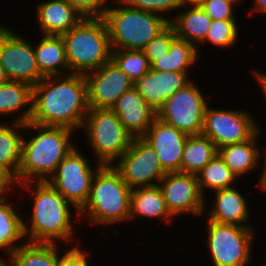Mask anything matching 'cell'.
<instances>
[{
	"instance_id": "cell-11",
	"label": "cell",
	"mask_w": 266,
	"mask_h": 266,
	"mask_svg": "<svg viewBox=\"0 0 266 266\" xmlns=\"http://www.w3.org/2000/svg\"><path fill=\"white\" fill-rule=\"evenodd\" d=\"M7 25H0V65L10 81L37 85L44 76L38 69L31 40L26 39Z\"/></svg>"
},
{
	"instance_id": "cell-39",
	"label": "cell",
	"mask_w": 266,
	"mask_h": 266,
	"mask_svg": "<svg viewBox=\"0 0 266 266\" xmlns=\"http://www.w3.org/2000/svg\"><path fill=\"white\" fill-rule=\"evenodd\" d=\"M16 185L14 182V179L7 174L4 170L0 169V201L6 199L7 197H11L7 196L10 193L9 192H13L17 191V189L15 190Z\"/></svg>"
},
{
	"instance_id": "cell-22",
	"label": "cell",
	"mask_w": 266,
	"mask_h": 266,
	"mask_svg": "<svg viewBox=\"0 0 266 266\" xmlns=\"http://www.w3.org/2000/svg\"><path fill=\"white\" fill-rule=\"evenodd\" d=\"M33 43L38 69L44 77L69 75L65 44L62 36L42 35Z\"/></svg>"
},
{
	"instance_id": "cell-36",
	"label": "cell",
	"mask_w": 266,
	"mask_h": 266,
	"mask_svg": "<svg viewBox=\"0 0 266 266\" xmlns=\"http://www.w3.org/2000/svg\"><path fill=\"white\" fill-rule=\"evenodd\" d=\"M242 0H206L201 7L212 20H236L234 10ZM236 4V5H235Z\"/></svg>"
},
{
	"instance_id": "cell-23",
	"label": "cell",
	"mask_w": 266,
	"mask_h": 266,
	"mask_svg": "<svg viewBox=\"0 0 266 266\" xmlns=\"http://www.w3.org/2000/svg\"><path fill=\"white\" fill-rule=\"evenodd\" d=\"M139 216L147 219H160L159 221H164L166 225H170L173 219H176L168 211L158 185L132 189L129 222Z\"/></svg>"
},
{
	"instance_id": "cell-30",
	"label": "cell",
	"mask_w": 266,
	"mask_h": 266,
	"mask_svg": "<svg viewBox=\"0 0 266 266\" xmlns=\"http://www.w3.org/2000/svg\"><path fill=\"white\" fill-rule=\"evenodd\" d=\"M60 246L26 242L10 255L12 266H57Z\"/></svg>"
},
{
	"instance_id": "cell-44",
	"label": "cell",
	"mask_w": 266,
	"mask_h": 266,
	"mask_svg": "<svg viewBox=\"0 0 266 266\" xmlns=\"http://www.w3.org/2000/svg\"><path fill=\"white\" fill-rule=\"evenodd\" d=\"M206 0H183L184 5L201 6Z\"/></svg>"
},
{
	"instance_id": "cell-27",
	"label": "cell",
	"mask_w": 266,
	"mask_h": 266,
	"mask_svg": "<svg viewBox=\"0 0 266 266\" xmlns=\"http://www.w3.org/2000/svg\"><path fill=\"white\" fill-rule=\"evenodd\" d=\"M8 198L0 201V253L3 251L11 255L27 241L24 235V217L20 215L17 205L13 201L10 203Z\"/></svg>"
},
{
	"instance_id": "cell-4",
	"label": "cell",
	"mask_w": 266,
	"mask_h": 266,
	"mask_svg": "<svg viewBox=\"0 0 266 266\" xmlns=\"http://www.w3.org/2000/svg\"><path fill=\"white\" fill-rule=\"evenodd\" d=\"M131 192L113 165H102L93 177L85 205L79 210L80 221L88 219L95 227L128 222Z\"/></svg>"
},
{
	"instance_id": "cell-6",
	"label": "cell",
	"mask_w": 266,
	"mask_h": 266,
	"mask_svg": "<svg viewBox=\"0 0 266 266\" xmlns=\"http://www.w3.org/2000/svg\"><path fill=\"white\" fill-rule=\"evenodd\" d=\"M61 36L70 73L86 74L111 60L109 32L103 18H83Z\"/></svg>"
},
{
	"instance_id": "cell-35",
	"label": "cell",
	"mask_w": 266,
	"mask_h": 266,
	"mask_svg": "<svg viewBox=\"0 0 266 266\" xmlns=\"http://www.w3.org/2000/svg\"><path fill=\"white\" fill-rule=\"evenodd\" d=\"M123 1L127 3L130 7H133L135 9L154 12L159 15L162 14L163 17L165 14L166 19L169 22L171 21L170 19L171 14L168 12L173 11L174 13V10H176L177 12L184 6L183 0H123ZM166 12L168 14H166Z\"/></svg>"
},
{
	"instance_id": "cell-12",
	"label": "cell",
	"mask_w": 266,
	"mask_h": 266,
	"mask_svg": "<svg viewBox=\"0 0 266 266\" xmlns=\"http://www.w3.org/2000/svg\"><path fill=\"white\" fill-rule=\"evenodd\" d=\"M209 105L205 111L202 135L211 139L217 149L244 142L261 128L255 122V116L243 108L220 109Z\"/></svg>"
},
{
	"instance_id": "cell-32",
	"label": "cell",
	"mask_w": 266,
	"mask_h": 266,
	"mask_svg": "<svg viewBox=\"0 0 266 266\" xmlns=\"http://www.w3.org/2000/svg\"><path fill=\"white\" fill-rule=\"evenodd\" d=\"M111 59L134 82L151 69L143 50L112 49Z\"/></svg>"
},
{
	"instance_id": "cell-41",
	"label": "cell",
	"mask_w": 266,
	"mask_h": 266,
	"mask_svg": "<svg viewBox=\"0 0 266 266\" xmlns=\"http://www.w3.org/2000/svg\"><path fill=\"white\" fill-rule=\"evenodd\" d=\"M251 74L253 76V78L255 79V81L259 84V87L261 89V91L263 92L264 95V99L266 102V73L265 72H261L260 70H251Z\"/></svg>"
},
{
	"instance_id": "cell-3",
	"label": "cell",
	"mask_w": 266,
	"mask_h": 266,
	"mask_svg": "<svg viewBox=\"0 0 266 266\" xmlns=\"http://www.w3.org/2000/svg\"><path fill=\"white\" fill-rule=\"evenodd\" d=\"M26 130L32 133L35 130L37 134L29 138L23 136L17 185L48 181L59 163L77 146L72 140L75 131L67 127L44 126L29 121L25 123Z\"/></svg>"
},
{
	"instance_id": "cell-34",
	"label": "cell",
	"mask_w": 266,
	"mask_h": 266,
	"mask_svg": "<svg viewBox=\"0 0 266 266\" xmlns=\"http://www.w3.org/2000/svg\"><path fill=\"white\" fill-rule=\"evenodd\" d=\"M177 38L174 28L169 24L156 37L151 39L143 49L145 56L148 58L150 66L168 53L172 42Z\"/></svg>"
},
{
	"instance_id": "cell-5",
	"label": "cell",
	"mask_w": 266,
	"mask_h": 266,
	"mask_svg": "<svg viewBox=\"0 0 266 266\" xmlns=\"http://www.w3.org/2000/svg\"><path fill=\"white\" fill-rule=\"evenodd\" d=\"M109 4L112 6L108 7L103 19L112 49L143 50L151 39L169 25L166 17L135 9L123 0H112Z\"/></svg>"
},
{
	"instance_id": "cell-40",
	"label": "cell",
	"mask_w": 266,
	"mask_h": 266,
	"mask_svg": "<svg viewBox=\"0 0 266 266\" xmlns=\"http://www.w3.org/2000/svg\"><path fill=\"white\" fill-rule=\"evenodd\" d=\"M262 151H261V159L263 164H261L263 167L260 175V178L258 179L259 182H257V187L258 189H260L261 191H264V193L266 194V146L265 147H261ZM264 151V152H263ZM263 172V173H262ZM260 187V188H259Z\"/></svg>"
},
{
	"instance_id": "cell-13",
	"label": "cell",
	"mask_w": 266,
	"mask_h": 266,
	"mask_svg": "<svg viewBox=\"0 0 266 266\" xmlns=\"http://www.w3.org/2000/svg\"><path fill=\"white\" fill-rule=\"evenodd\" d=\"M123 181L131 188L158 185L167 173L155 150L142 137H134L129 149L113 164Z\"/></svg>"
},
{
	"instance_id": "cell-31",
	"label": "cell",
	"mask_w": 266,
	"mask_h": 266,
	"mask_svg": "<svg viewBox=\"0 0 266 266\" xmlns=\"http://www.w3.org/2000/svg\"><path fill=\"white\" fill-rule=\"evenodd\" d=\"M196 176L200 190L207 198V189L213 192L219 189L229 188L235 186L234 184L238 181L237 176L224 163L219 154H216Z\"/></svg>"
},
{
	"instance_id": "cell-38",
	"label": "cell",
	"mask_w": 266,
	"mask_h": 266,
	"mask_svg": "<svg viewBox=\"0 0 266 266\" xmlns=\"http://www.w3.org/2000/svg\"><path fill=\"white\" fill-rule=\"evenodd\" d=\"M75 243V244H74ZM72 243L74 246H70L71 248L66 249L64 253L59 252L57 266H90L88 258L90 259L91 253L85 252L82 250L80 245H77V242Z\"/></svg>"
},
{
	"instance_id": "cell-26",
	"label": "cell",
	"mask_w": 266,
	"mask_h": 266,
	"mask_svg": "<svg viewBox=\"0 0 266 266\" xmlns=\"http://www.w3.org/2000/svg\"><path fill=\"white\" fill-rule=\"evenodd\" d=\"M0 120V169L9 174L17 185V173L22 158L25 124ZM22 131V132H21Z\"/></svg>"
},
{
	"instance_id": "cell-20",
	"label": "cell",
	"mask_w": 266,
	"mask_h": 266,
	"mask_svg": "<svg viewBox=\"0 0 266 266\" xmlns=\"http://www.w3.org/2000/svg\"><path fill=\"white\" fill-rule=\"evenodd\" d=\"M36 20L43 35L61 36L84 17L68 0H49L36 4Z\"/></svg>"
},
{
	"instance_id": "cell-1",
	"label": "cell",
	"mask_w": 266,
	"mask_h": 266,
	"mask_svg": "<svg viewBox=\"0 0 266 266\" xmlns=\"http://www.w3.org/2000/svg\"><path fill=\"white\" fill-rule=\"evenodd\" d=\"M88 110L84 74L44 77L32 88L30 121L33 123L80 131Z\"/></svg>"
},
{
	"instance_id": "cell-42",
	"label": "cell",
	"mask_w": 266,
	"mask_h": 266,
	"mask_svg": "<svg viewBox=\"0 0 266 266\" xmlns=\"http://www.w3.org/2000/svg\"><path fill=\"white\" fill-rule=\"evenodd\" d=\"M253 6L250 8L251 11L249 10L248 14L253 15V13H263L266 14V0H253L252 2ZM254 11V12H253Z\"/></svg>"
},
{
	"instance_id": "cell-29",
	"label": "cell",
	"mask_w": 266,
	"mask_h": 266,
	"mask_svg": "<svg viewBox=\"0 0 266 266\" xmlns=\"http://www.w3.org/2000/svg\"><path fill=\"white\" fill-rule=\"evenodd\" d=\"M199 56L194 44L177 37L168 53L158 58L150 67L157 71L191 73L188 70L200 59Z\"/></svg>"
},
{
	"instance_id": "cell-10",
	"label": "cell",
	"mask_w": 266,
	"mask_h": 266,
	"mask_svg": "<svg viewBox=\"0 0 266 266\" xmlns=\"http://www.w3.org/2000/svg\"><path fill=\"white\" fill-rule=\"evenodd\" d=\"M199 86L193 79L186 87L178 90L166 100L157 112V118L188 136L201 135L209 101Z\"/></svg>"
},
{
	"instance_id": "cell-8",
	"label": "cell",
	"mask_w": 266,
	"mask_h": 266,
	"mask_svg": "<svg viewBox=\"0 0 266 266\" xmlns=\"http://www.w3.org/2000/svg\"><path fill=\"white\" fill-rule=\"evenodd\" d=\"M206 246L213 266H249L257 228L206 220ZM252 260V261H251Z\"/></svg>"
},
{
	"instance_id": "cell-43",
	"label": "cell",
	"mask_w": 266,
	"mask_h": 266,
	"mask_svg": "<svg viewBox=\"0 0 266 266\" xmlns=\"http://www.w3.org/2000/svg\"><path fill=\"white\" fill-rule=\"evenodd\" d=\"M10 81L9 77L7 76L5 70L0 65V85L7 83Z\"/></svg>"
},
{
	"instance_id": "cell-19",
	"label": "cell",
	"mask_w": 266,
	"mask_h": 266,
	"mask_svg": "<svg viewBox=\"0 0 266 266\" xmlns=\"http://www.w3.org/2000/svg\"><path fill=\"white\" fill-rule=\"evenodd\" d=\"M111 109L133 137H142L157 117L134 87L123 93Z\"/></svg>"
},
{
	"instance_id": "cell-15",
	"label": "cell",
	"mask_w": 266,
	"mask_h": 266,
	"mask_svg": "<svg viewBox=\"0 0 266 266\" xmlns=\"http://www.w3.org/2000/svg\"><path fill=\"white\" fill-rule=\"evenodd\" d=\"M84 77L89 108L111 109L123 93L134 87V81L112 59Z\"/></svg>"
},
{
	"instance_id": "cell-33",
	"label": "cell",
	"mask_w": 266,
	"mask_h": 266,
	"mask_svg": "<svg viewBox=\"0 0 266 266\" xmlns=\"http://www.w3.org/2000/svg\"><path fill=\"white\" fill-rule=\"evenodd\" d=\"M239 26L236 20H212L206 38L201 45L213 44L215 47L233 48L238 42Z\"/></svg>"
},
{
	"instance_id": "cell-17",
	"label": "cell",
	"mask_w": 266,
	"mask_h": 266,
	"mask_svg": "<svg viewBox=\"0 0 266 266\" xmlns=\"http://www.w3.org/2000/svg\"><path fill=\"white\" fill-rule=\"evenodd\" d=\"M186 72L157 71L150 69L134 82L137 93L157 113L167 99L193 80Z\"/></svg>"
},
{
	"instance_id": "cell-9",
	"label": "cell",
	"mask_w": 266,
	"mask_h": 266,
	"mask_svg": "<svg viewBox=\"0 0 266 266\" xmlns=\"http://www.w3.org/2000/svg\"><path fill=\"white\" fill-rule=\"evenodd\" d=\"M77 147L59 163L47 182L79 211L89 197L93 177L102 164L96 162L93 167L91 160Z\"/></svg>"
},
{
	"instance_id": "cell-24",
	"label": "cell",
	"mask_w": 266,
	"mask_h": 266,
	"mask_svg": "<svg viewBox=\"0 0 266 266\" xmlns=\"http://www.w3.org/2000/svg\"><path fill=\"white\" fill-rule=\"evenodd\" d=\"M183 7L187 8L184 10ZM183 7L181 11L171 16L169 24L174 28L176 36L194 44L199 54L201 52L199 45L206 38L212 19L201 6L184 5Z\"/></svg>"
},
{
	"instance_id": "cell-18",
	"label": "cell",
	"mask_w": 266,
	"mask_h": 266,
	"mask_svg": "<svg viewBox=\"0 0 266 266\" xmlns=\"http://www.w3.org/2000/svg\"><path fill=\"white\" fill-rule=\"evenodd\" d=\"M237 185L213 191L211 208L204 213L210 220L219 224L255 227L249 219L251 210L245 194L239 191ZM248 221V222H247Z\"/></svg>"
},
{
	"instance_id": "cell-7",
	"label": "cell",
	"mask_w": 266,
	"mask_h": 266,
	"mask_svg": "<svg viewBox=\"0 0 266 266\" xmlns=\"http://www.w3.org/2000/svg\"><path fill=\"white\" fill-rule=\"evenodd\" d=\"M90 153L102 165H113L129 149L133 136L112 109L89 108L82 129Z\"/></svg>"
},
{
	"instance_id": "cell-14",
	"label": "cell",
	"mask_w": 266,
	"mask_h": 266,
	"mask_svg": "<svg viewBox=\"0 0 266 266\" xmlns=\"http://www.w3.org/2000/svg\"><path fill=\"white\" fill-rule=\"evenodd\" d=\"M170 214L200 217L207 210L206 197L202 194L197 176L181 172H167L158 183Z\"/></svg>"
},
{
	"instance_id": "cell-45",
	"label": "cell",
	"mask_w": 266,
	"mask_h": 266,
	"mask_svg": "<svg viewBox=\"0 0 266 266\" xmlns=\"http://www.w3.org/2000/svg\"><path fill=\"white\" fill-rule=\"evenodd\" d=\"M7 257V260L0 258V266H12L11 257L8 254H5Z\"/></svg>"
},
{
	"instance_id": "cell-37",
	"label": "cell",
	"mask_w": 266,
	"mask_h": 266,
	"mask_svg": "<svg viewBox=\"0 0 266 266\" xmlns=\"http://www.w3.org/2000/svg\"><path fill=\"white\" fill-rule=\"evenodd\" d=\"M84 18H103L112 0H68Z\"/></svg>"
},
{
	"instance_id": "cell-21",
	"label": "cell",
	"mask_w": 266,
	"mask_h": 266,
	"mask_svg": "<svg viewBox=\"0 0 266 266\" xmlns=\"http://www.w3.org/2000/svg\"><path fill=\"white\" fill-rule=\"evenodd\" d=\"M262 132L260 128L250 139L218 149L219 156L238 179L261 168L262 146L258 141Z\"/></svg>"
},
{
	"instance_id": "cell-16",
	"label": "cell",
	"mask_w": 266,
	"mask_h": 266,
	"mask_svg": "<svg viewBox=\"0 0 266 266\" xmlns=\"http://www.w3.org/2000/svg\"><path fill=\"white\" fill-rule=\"evenodd\" d=\"M142 138L155 150L166 172H181L187 134L156 117Z\"/></svg>"
},
{
	"instance_id": "cell-2",
	"label": "cell",
	"mask_w": 266,
	"mask_h": 266,
	"mask_svg": "<svg viewBox=\"0 0 266 266\" xmlns=\"http://www.w3.org/2000/svg\"><path fill=\"white\" fill-rule=\"evenodd\" d=\"M17 192L27 193L32 201V211L24 220V235L29 243L63 244L72 243L76 228L73 225L79 219V211L67 201L52 185L45 182H27L16 185ZM20 189L22 191H20ZM72 206V207H71ZM73 208V209H72ZM75 213H71V212ZM75 231V232H74Z\"/></svg>"
},
{
	"instance_id": "cell-25",
	"label": "cell",
	"mask_w": 266,
	"mask_h": 266,
	"mask_svg": "<svg viewBox=\"0 0 266 266\" xmlns=\"http://www.w3.org/2000/svg\"><path fill=\"white\" fill-rule=\"evenodd\" d=\"M32 88L30 84L21 81H8L0 85V117L15 114L11 122H29L32 114Z\"/></svg>"
},
{
	"instance_id": "cell-28",
	"label": "cell",
	"mask_w": 266,
	"mask_h": 266,
	"mask_svg": "<svg viewBox=\"0 0 266 266\" xmlns=\"http://www.w3.org/2000/svg\"><path fill=\"white\" fill-rule=\"evenodd\" d=\"M216 154L218 149L208 137L202 134L188 136L182 153L181 173L196 175Z\"/></svg>"
}]
</instances>
